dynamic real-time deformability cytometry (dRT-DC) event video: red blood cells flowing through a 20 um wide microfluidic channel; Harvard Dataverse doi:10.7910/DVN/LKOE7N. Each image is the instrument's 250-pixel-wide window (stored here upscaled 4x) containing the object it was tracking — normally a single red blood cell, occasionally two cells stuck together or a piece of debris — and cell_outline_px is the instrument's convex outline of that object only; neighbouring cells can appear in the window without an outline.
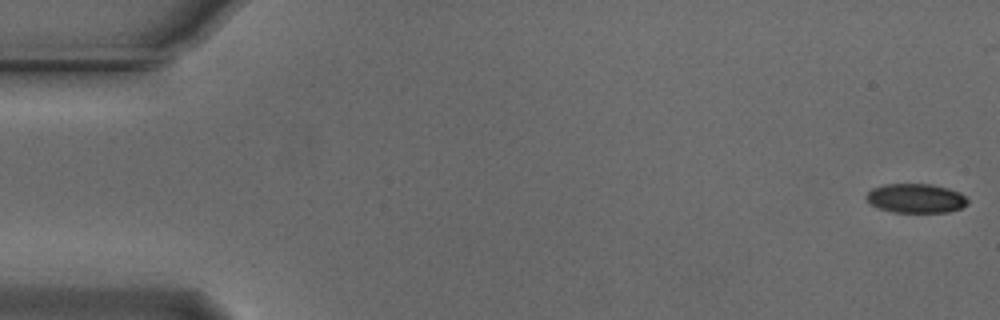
{"species": "Egyptian fruit bat (a non-hibernating species)", "species_latin": "Rousettus aegyptiacus", "temperature_condition": "cold", "stored_images_in_passage": 44, "camera_frame_rate_fps": 3000, "um_per_image_px": 0.085, "animal": {"sex": "male"}, "frame": {"image": 1, "passage_image": 1, "time_ms": 0.0, "image_size_px": [1000, 320], "cell_outline_px": [[968, 204], [960, 208], [948, 212], [892, 212], [880, 208], [872, 204], [864, 196], [872, 188], [884, 184], [932, 184], [948, 188], [960, 192], [968, 200]], "centroid_in_image_um": [77.86, 16.85], "position_along_channel_um": 7.1, "area_um2": 17.22}}
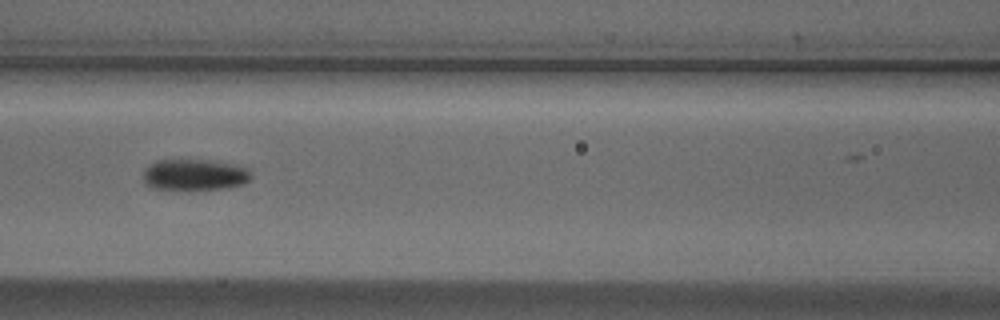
{"frame": {"image": 2, "passage_image": 24, "time_ms": 7.667, "image_size_px": [1000, 320], "cell_outline_px": [[252, 176], [244, 184], [224, 188], [152, 188], [144, 180], [144, 168], [148, 164], [156, 160], [208, 160], [248, 168], [252, 172]], "centroid_in_image_um": [16.54, 14.83], "position_along_channel_um": 150.1, "area_um2": 19.13}}
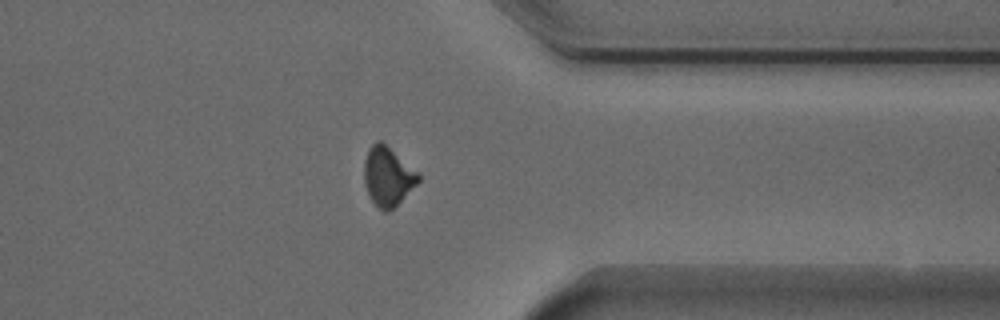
{"frame": {"image": 3, "passage_image": 43, "time_ms": 14.0, "image_size_px": [1000, 320], "cell_outline_px": [[420, 180], [388, 212], [384, 212], [368, 196], [364, 184], [364, 160], [368, 148], [376, 140], [380, 140], [420, 172]], "centroid_in_image_um": [32.94, 14.95], "position_along_channel_um": 378.5, "area_um2": 18.61}}